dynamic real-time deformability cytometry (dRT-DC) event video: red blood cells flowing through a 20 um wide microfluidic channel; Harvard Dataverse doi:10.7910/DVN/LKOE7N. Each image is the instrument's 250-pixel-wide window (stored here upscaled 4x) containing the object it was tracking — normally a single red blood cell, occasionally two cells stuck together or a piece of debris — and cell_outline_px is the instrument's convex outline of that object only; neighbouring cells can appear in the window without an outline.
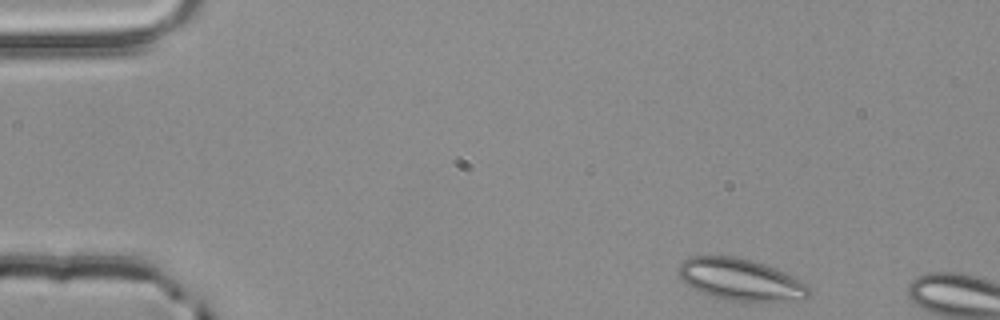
{"species": "common noctule bat (a hibernating species)", "species_latin": "Nyctalus noctula", "temperature_condition": "room temperature", "stored_images_in_passage": 2, "camera_frame_rate_fps": 3000, "um_per_image_px": 0.085, "animal": {"sex": "male", "body_mass_g": 20.4}, "frame": {"image": 1, "passage_image": 1, "time_ms": 0.0, "image_size_px": [1000, 320], "cell_outline_px": [[808, 296], [804, 300], [728, 300], [712, 296], [692, 288], [684, 284], [680, 280], [676, 272], [676, 268], [688, 256], [732, 256], [752, 260], [776, 268], [792, 276], [804, 284], [808, 288]], "centroid_in_image_um": [62.84, 23.74], "position_along_channel_um": 22.2, "area_um2": 31.5}}